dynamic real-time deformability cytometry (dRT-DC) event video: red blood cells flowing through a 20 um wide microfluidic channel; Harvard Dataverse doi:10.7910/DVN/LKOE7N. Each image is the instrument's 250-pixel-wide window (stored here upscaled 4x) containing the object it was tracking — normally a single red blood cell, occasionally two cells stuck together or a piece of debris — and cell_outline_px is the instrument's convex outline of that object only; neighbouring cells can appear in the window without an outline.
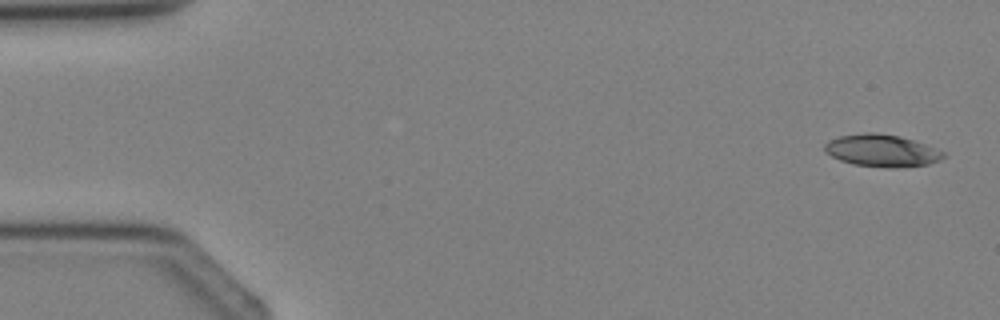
{"species": "Egyptian fruit bat (a non-hibernating species)", "species_latin": "Rousettus aegyptiacus", "temperature_condition": "cold", "stored_images_in_passage": 3, "camera_frame_rate_fps": 3000, "um_per_image_px": 0.085, "animal": {"sex": "female"}, "frame": {"image": 1, "passage_image": 1, "time_ms": 0.0, "image_size_px": [1000, 320], "cell_outline_px": [[944, 156], [940, 160], [928, 164], [888, 168], [856, 164], [840, 160], [832, 156], [824, 148], [824, 144], [828, 140], [840, 136], [868, 132], [876, 132], [900, 136], [924, 144], [944, 152]], "centroid_in_image_um": [74.94, 12.79], "position_along_channel_um": 10.1, "area_um2": 21.91}}